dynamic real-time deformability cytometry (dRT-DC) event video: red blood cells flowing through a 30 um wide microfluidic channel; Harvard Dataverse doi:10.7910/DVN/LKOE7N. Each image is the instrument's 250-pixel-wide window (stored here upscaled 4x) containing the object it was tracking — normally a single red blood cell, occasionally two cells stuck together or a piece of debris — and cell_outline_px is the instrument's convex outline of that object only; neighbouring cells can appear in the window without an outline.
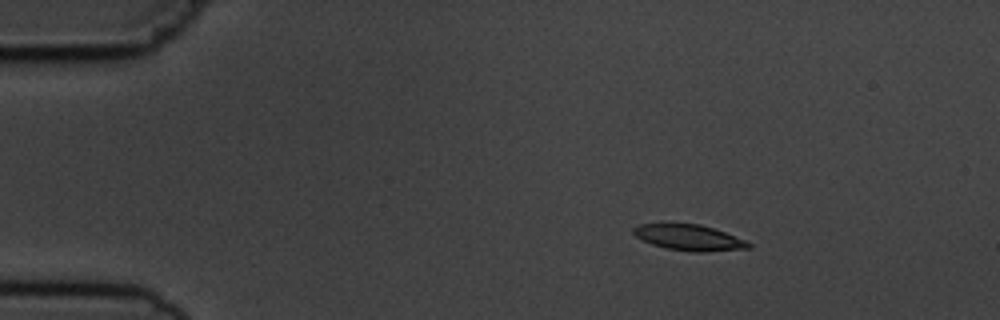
{"species": "common noctule bat (a hibernating species)", "species_latin": "Nyctalus noctula", "temperature_condition": "cold", "stored_images_in_passage": 4, "camera_frame_rate_fps": 3000, "um_per_image_px": 0.085, "animal": {"sex": "male", "body_mass_g": 19.5, "forearm_length_mm": 54.6}, "frame": {"image": 1, "passage_image": 2, "time_ms": 1.333, "image_size_px": [1000, 320], "cell_outline_px": [[752, 248], [704, 252], [692, 252], [668, 248], [652, 244], [636, 236], [632, 232], [632, 228], [636, 224], [664, 220], [668, 220], [700, 224], [724, 232], [744, 240], [752, 244]], "centroid_in_image_um": [58.47, 20.13], "position_along_channel_um": 26.5, "area_um2": 18.09}}